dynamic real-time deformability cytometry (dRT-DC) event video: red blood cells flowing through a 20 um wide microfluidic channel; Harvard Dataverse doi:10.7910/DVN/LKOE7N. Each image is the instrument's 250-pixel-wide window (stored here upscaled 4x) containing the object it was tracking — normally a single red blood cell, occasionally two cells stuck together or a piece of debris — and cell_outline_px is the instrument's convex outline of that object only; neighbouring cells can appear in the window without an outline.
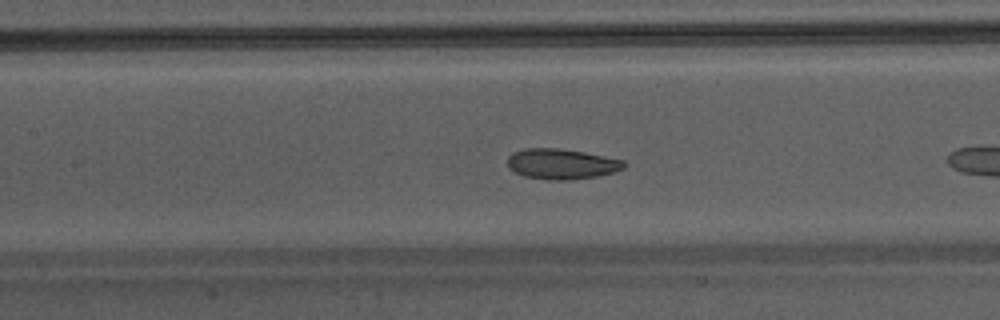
{"species": "Egyptian fruit bat (a non-hibernating species)", "species_latin": "Rousettus aegyptiacus", "temperature_condition": "warm", "stored_images_in_passage": 9, "camera_frame_rate_fps": 3000, "um_per_image_px": 0.085, "animal": {"sex": "male"}, "frame": {"image": 1, "passage_image": 8, "time_ms": 2.333, "image_size_px": [1000, 320], "cell_outline_px": [[628, 164], [624, 168], [612, 172], [596, 176], [568, 180], [548, 180], [524, 176], [508, 168], [508, 156], [512, 152], [524, 148], [556, 148], [584, 152], [624, 160]], "centroid_in_image_um": [47.72, 13.93], "position_along_channel_um": 159.7, "area_um2": 20.63}}